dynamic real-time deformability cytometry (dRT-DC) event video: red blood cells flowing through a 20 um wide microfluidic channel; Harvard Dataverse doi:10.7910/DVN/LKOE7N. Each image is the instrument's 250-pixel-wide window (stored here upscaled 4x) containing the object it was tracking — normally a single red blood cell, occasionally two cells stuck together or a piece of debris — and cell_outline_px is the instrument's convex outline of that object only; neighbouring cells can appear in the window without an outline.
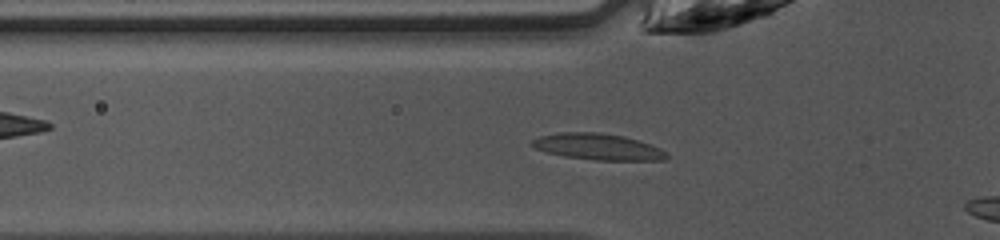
{"species": "common noctule bat (a hibernating species)", "species_latin": "Nyctalus noctula", "temperature_condition": "warm", "stored_images_in_passage": 6, "camera_frame_rate_fps": 3000, "um_per_image_px": 0.085, "animal": {"sex": "female", "body_mass_g": 10.0, "forearm_length_mm": 53.1}, "frame": {"image": 1, "passage_image": 4, "time_ms": 1.0, "image_size_px": [1000, 240], "cell_outline_px": [[668, 156], [664, 160], [596, 160], [564, 156], [548, 152], [536, 148], [528, 144], [532, 140], [540, 136], [560, 132], [600, 132], [624, 136], [660, 148]], "centroid_in_image_um": [50.78, 12.47], "position_along_channel_um": 75.0, "area_um2": 20.4}}